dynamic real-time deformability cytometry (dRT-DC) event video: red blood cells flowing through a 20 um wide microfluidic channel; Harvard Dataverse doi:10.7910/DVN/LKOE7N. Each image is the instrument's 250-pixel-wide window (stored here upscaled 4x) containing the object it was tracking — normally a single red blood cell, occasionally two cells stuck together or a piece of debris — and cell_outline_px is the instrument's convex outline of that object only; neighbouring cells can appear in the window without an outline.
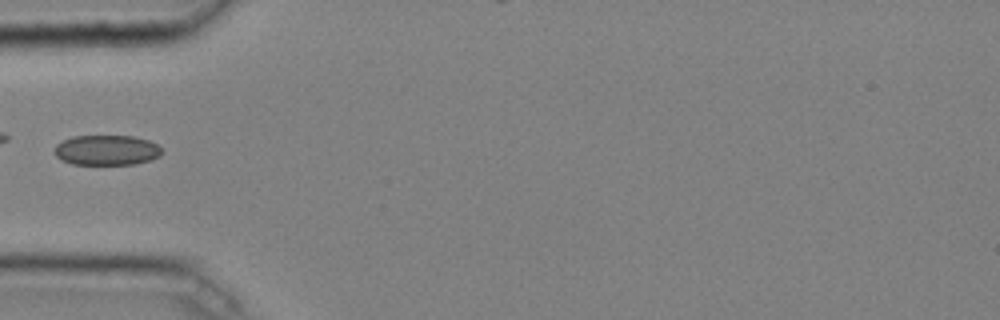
{"species": "common noctule bat (a hibernating species)", "species_latin": "Nyctalus noctula", "temperature_condition": "cold", "stored_images_in_passage": 27, "camera_frame_rate_fps": 3000, "um_per_image_px": 0.085, "animal": {"sex": "male", "body_mass_g": 20.4}, "frame": {"image": 1, "passage_image": 1, "time_ms": 0.0, "image_size_px": [1000, 320], "cell_outline_px": [[164, 152], [160, 156], [152, 160], [132, 164], [72, 164], [60, 160], [52, 152], [56, 144], [72, 136], [132, 136], [148, 140], [156, 144]], "centroid_in_image_um": [9.04, 12.76], "position_along_channel_um": 76.0, "area_um2": 19.02}}